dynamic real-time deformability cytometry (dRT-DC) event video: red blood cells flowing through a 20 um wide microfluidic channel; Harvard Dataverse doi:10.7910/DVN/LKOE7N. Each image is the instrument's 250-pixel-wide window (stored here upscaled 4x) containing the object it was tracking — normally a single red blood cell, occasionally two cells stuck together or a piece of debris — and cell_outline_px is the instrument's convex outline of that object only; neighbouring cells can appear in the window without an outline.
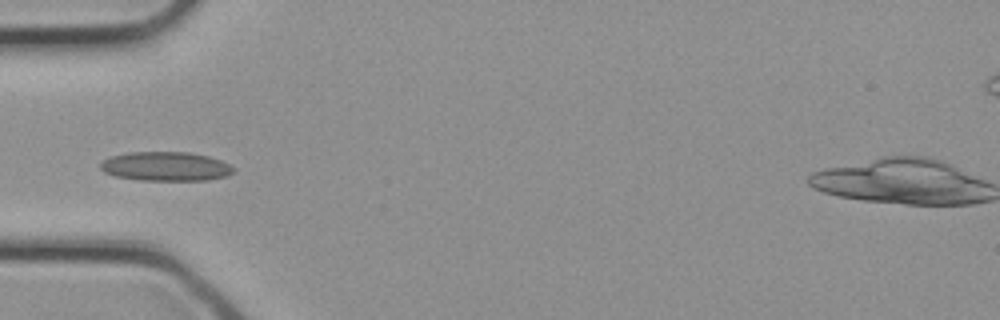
{"species": "common noctule bat (a hibernating species)", "species_latin": "Nyctalus noctula", "temperature_condition": "cold", "stored_images_in_passage": 10, "camera_frame_rate_fps": 3000, "um_per_image_px": 0.085, "animal": {"sex": "female", "body_mass_g": 21.9}, "frame": {"image": 1, "passage_image": 1, "time_ms": 0.0, "image_size_px": [1000, 320], "cell_outline_px": [[236, 172], [228, 176], [208, 180], [140, 180], [116, 176], [104, 172], [100, 168], [100, 160], [108, 156], [128, 152], [188, 152], [208, 156], [220, 160], [236, 168]], "centroid_in_image_um": [14.08, 14.14], "position_along_channel_um": 70.9, "area_um2": 22.89}}